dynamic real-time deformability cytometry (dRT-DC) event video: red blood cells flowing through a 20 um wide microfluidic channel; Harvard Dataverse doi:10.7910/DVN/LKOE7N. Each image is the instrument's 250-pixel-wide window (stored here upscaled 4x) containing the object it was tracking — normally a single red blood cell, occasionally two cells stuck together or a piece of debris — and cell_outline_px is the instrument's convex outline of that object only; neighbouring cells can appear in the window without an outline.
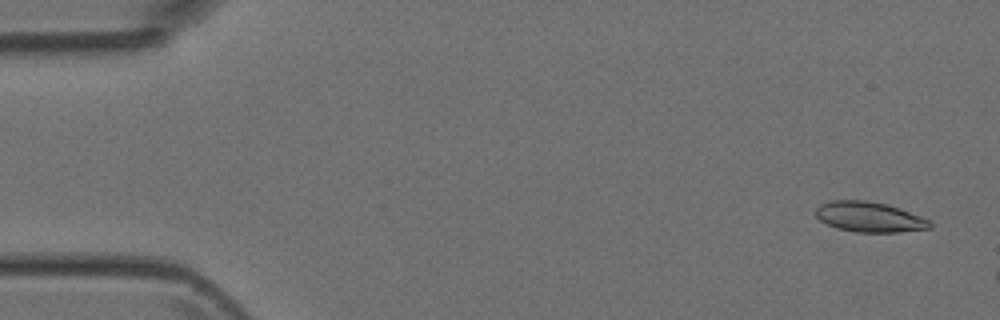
{"species": "Egyptian fruit bat (a non-hibernating species)", "species_latin": "Rousettus aegyptiacus", "temperature_condition": "room temperature", "stored_images_in_passage": 8, "camera_frame_rate_fps": 3000, "um_per_image_px": 0.085, "animal": {"sex": "female"}, "frame": {"image": 1, "passage_image": 3, "time_ms": 0.667, "image_size_px": [1000, 320], "cell_outline_px": [[932, 228], [896, 232], [856, 232], [836, 228], [820, 220], [816, 216], [816, 208], [820, 204], [832, 200], [868, 200], [888, 204], [900, 208], [920, 216], [928, 220], [932, 224]], "centroid_in_image_um": [73.89, 18.43], "position_along_channel_um": 11.1, "area_um2": 20.11}}